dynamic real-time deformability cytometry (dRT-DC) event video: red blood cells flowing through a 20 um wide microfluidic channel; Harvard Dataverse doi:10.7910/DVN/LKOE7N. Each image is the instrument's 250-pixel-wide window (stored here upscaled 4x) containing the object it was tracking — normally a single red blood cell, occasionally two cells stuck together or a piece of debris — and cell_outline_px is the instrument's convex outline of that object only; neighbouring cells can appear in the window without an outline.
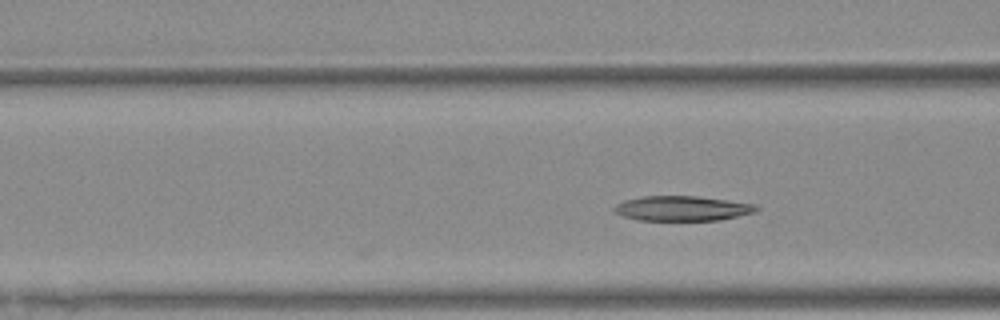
{"species": "Egyptian fruit bat (a non-hibernating species)", "species_latin": "Rousettus aegyptiacus", "temperature_condition": "warm", "stored_images_in_passage": 12, "camera_frame_rate_fps": 3000, "um_per_image_px": 0.085, "animal": {"sex": "female"}, "frame": {"image": 1, "passage_image": 12, "time_ms": 3.667, "image_size_px": [1000, 320], "cell_outline_px": [[760, 208], [756, 212], [720, 220], [640, 220], [624, 216], [612, 212], [612, 208], [616, 204], [624, 200], [644, 196], [696, 196], [756, 204]], "centroid_in_image_um": [57.98, 17.71], "position_along_channel_um": 108.6, "area_um2": 20.63}}